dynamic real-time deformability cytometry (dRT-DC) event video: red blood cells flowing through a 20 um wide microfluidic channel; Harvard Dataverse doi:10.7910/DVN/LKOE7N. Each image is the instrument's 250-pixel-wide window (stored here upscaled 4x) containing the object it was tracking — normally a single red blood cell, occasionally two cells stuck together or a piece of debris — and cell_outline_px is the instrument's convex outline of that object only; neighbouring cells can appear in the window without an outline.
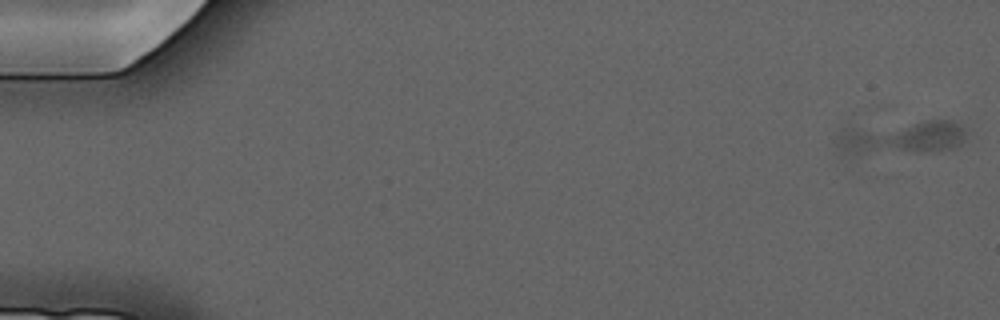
{"species": "common noctule bat (a hibernating species)", "species_latin": "Nyctalus noctula", "temperature_condition": "cold", "stored_images_in_passage": 8, "camera_frame_rate_fps": 3000, "um_per_image_px": 0.085, "animal": {"sex": "male", "forearm_length_mm": 52.5}, "frame": {"image": 1, "passage_image": 1, "time_ms": 0.0, "image_size_px": [1000, 320], "cell_outline_px": [[972, 132], [968, 140], [964, 144], [956, 148], [944, 152], [856, 156], [836, 156], [836, 132], [844, 124], [924, 120], [960, 120]], "centroid_in_image_um": [76.56, 11.69], "position_along_channel_um": 8.4, "area_um2": 29.88}}
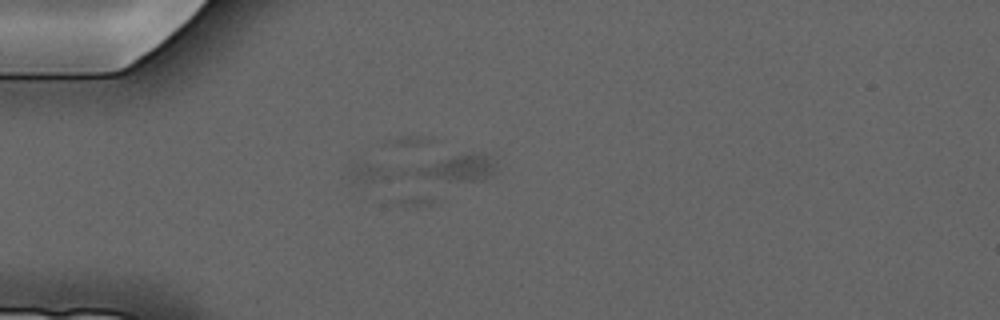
{"frame": {"image": 2, "passage_image": 5, "time_ms": 4.667, "image_size_px": [1000, 320], "cell_outline_px": [[496, 172], [484, 180], [352, 180], [352, 160], [472, 152], [488, 152], [496, 164]], "centroid_in_image_um": [36.26, 14.24], "position_along_channel_um": 48.7, "area_um2": 24.97}}